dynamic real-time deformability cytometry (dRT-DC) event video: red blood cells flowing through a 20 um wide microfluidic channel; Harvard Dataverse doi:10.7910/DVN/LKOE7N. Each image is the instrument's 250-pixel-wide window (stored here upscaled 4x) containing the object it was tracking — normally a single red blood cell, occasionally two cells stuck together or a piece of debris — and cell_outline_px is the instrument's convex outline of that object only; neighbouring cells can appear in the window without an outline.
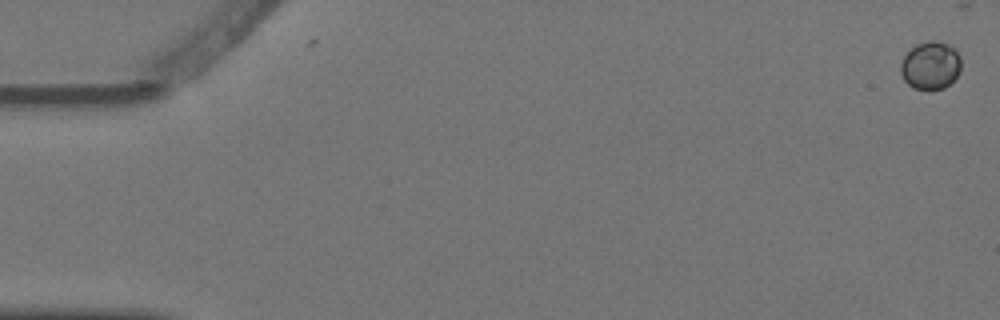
{"species": "Egyptian fruit bat (a non-hibernating species)", "species_latin": "Rousettus aegyptiacus", "temperature_condition": "warm", "stored_images_in_passage": 10, "camera_frame_rate_fps": 3000, "um_per_image_px": 0.085, "animal": {"sex": "female"}, "frame": {"image": 1, "passage_image": 1, "time_ms": 0.0, "image_size_px": [1000, 320], "cell_outline_px": [[960, 72], [944, 88], [928, 92], [912, 88], [904, 80], [900, 72], [900, 64], [904, 56], [916, 44], [928, 40], [936, 40], [948, 44], [960, 56]], "centroid_in_image_um": [79.07, 5.59], "position_along_channel_um": 5.9, "area_um2": 17.11}}
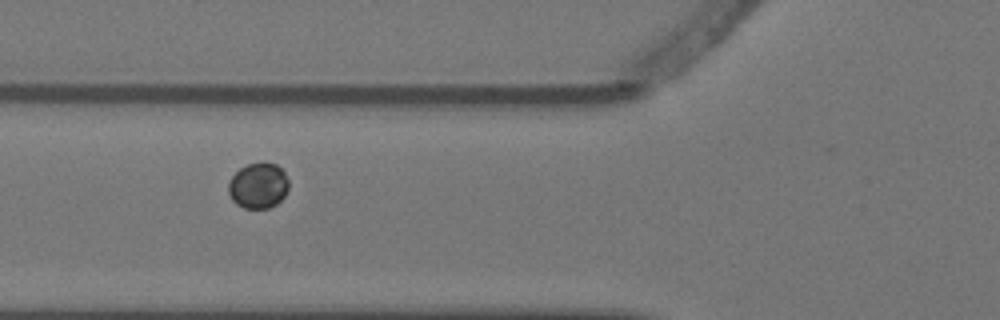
{"frame": {"image": 2, "passage_image": 7, "time_ms": 2.0, "image_size_px": [1000, 320], "cell_outline_px": [[288, 188], [284, 196], [276, 204], [268, 208], [244, 208], [236, 204], [232, 200], [228, 192], [228, 184], [232, 176], [240, 168], [248, 164], [276, 164], [284, 172], [288, 180]], "centroid_in_image_um": [21.94, 15.8], "position_along_channel_um": 103.9, "area_um2": 15.78}}
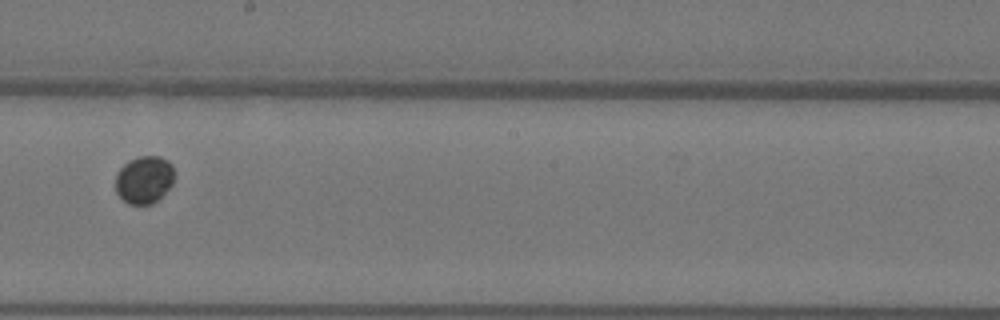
{"frame": {"image": 3, "passage_image": 10, "time_ms": 3.0, "image_size_px": [1000, 320], "cell_outline_px": [[172, 184], [152, 204], [128, 204], [116, 192], [116, 172], [128, 160], [140, 156], [160, 156], [168, 160], [172, 164]], "centroid_in_image_um": [12.22, 15.25], "position_along_channel_um": 236.0, "area_um2": 16.13}}